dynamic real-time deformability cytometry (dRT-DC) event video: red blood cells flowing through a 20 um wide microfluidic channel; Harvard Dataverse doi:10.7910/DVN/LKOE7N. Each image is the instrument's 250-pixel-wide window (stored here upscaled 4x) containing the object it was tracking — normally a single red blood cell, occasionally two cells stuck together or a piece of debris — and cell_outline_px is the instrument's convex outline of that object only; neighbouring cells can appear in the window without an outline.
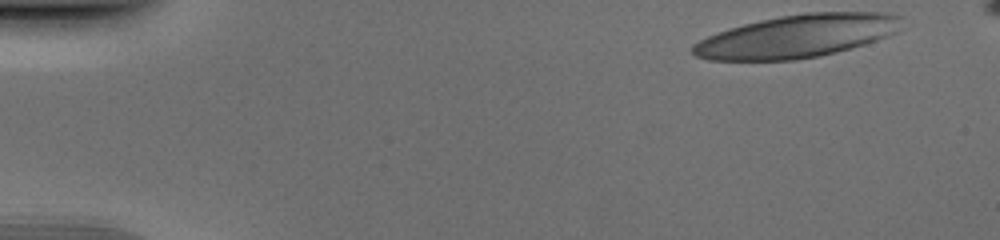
{"species": "human", "species_latin": "Homo sapiens", "temperature_condition": "cold", "stored_images_in_passage": 49, "camera_frame_rate_fps": 3000, "um_per_image_px": 0.085, "donor": {"sex": "male"}, "frame": {"image": 1, "passage_image": 1, "time_ms": 0.0, "image_size_px": [1000, 240], "cell_outline_px": [[900, 16], [896, 32], [888, 36], [864, 44], [836, 52], [820, 56], [796, 60], [708, 60], [696, 56], [692, 52], [692, 44], [708, 36], [744, 24], [760, 20], [780, 16], [804, 12], [880, 12]], "centroid_in_image_um": [67.72, 3.08], "position_along_channel_um": 17.3, "area_um2": 51.73}}
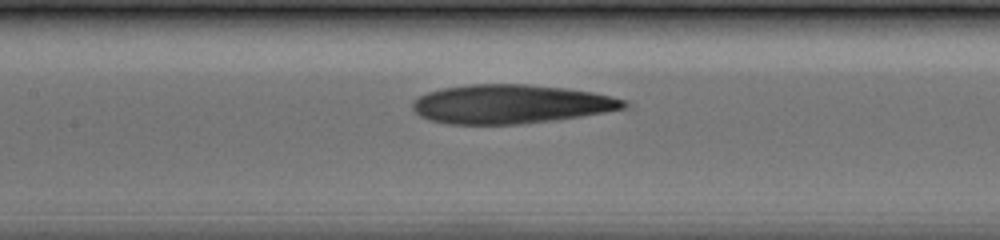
{"frame": {"image": 2, "passage_image": 22, "time_ms": 7.0, "image_size_px": [1000, 240], "cell_outline_px": [[624, 108], [604, 112], [556, 120], [520, 124], [448, 124], [428, 120], [420, 116], [412, 108], [412, 104], [420, 96], [428, 92], [444, 88], [472, 84], [528, 84], [568, 88], [592, 92], [612, 96], [624, 100]], "centroid_in_image_um": [43.38, 8.85], "position_along_channel_um": 164.0, "area_um2": 47.74}}
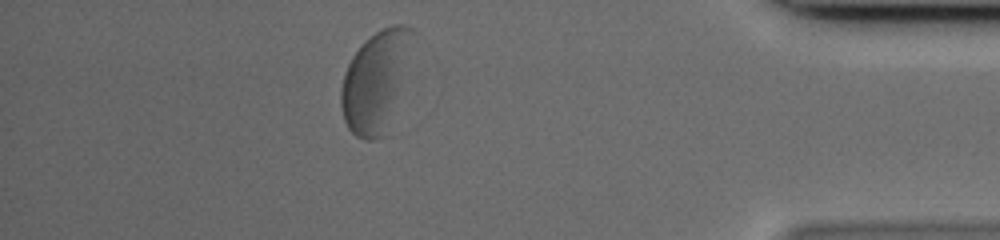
{"frame": {"image": 3, "passage_image": 43, "time_ms": 14.0, "image_size_px": [1000, 240], "cell_outline_px": [[412, 32], [388, 136], [376, 140], [364, 140], [356, 136], [348, 128], [344, 120], [340, 104], [340, 88], [344, 72], [352, 56], [376, 32], [392, 24], [408, 24], [412, 28]], "centroid_in_image_um": [31.86, 7.0], "position_along_channel_um": 403.3, "area_um2": 40.69}}